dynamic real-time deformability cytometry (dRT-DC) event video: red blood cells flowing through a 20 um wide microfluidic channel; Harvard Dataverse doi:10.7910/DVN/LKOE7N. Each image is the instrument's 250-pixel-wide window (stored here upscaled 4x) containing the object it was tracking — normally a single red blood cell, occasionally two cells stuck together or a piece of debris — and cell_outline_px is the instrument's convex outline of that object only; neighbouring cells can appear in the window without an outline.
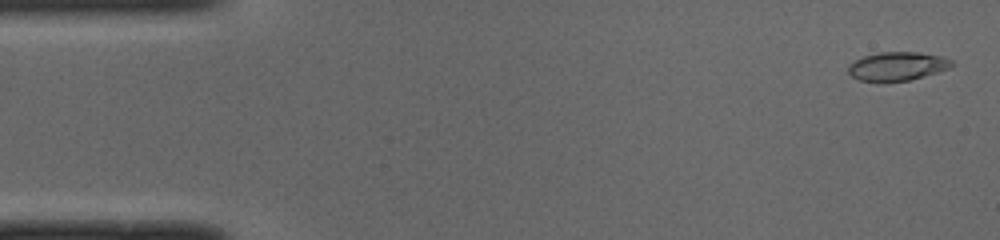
{"species": "common noctule bat (a hibernating species)", "species_latin": "Nyctalus noctula", "temperature_condition": "cold", "stored_images_in_passage": 50, "camera_frame_rate_fps": 3000, "um_per_image_px": 0.085, "animal": {"sex": "male", "body_mass_g": 19.0, "forearm_length_mm": 50.8}, "frame": {"image": 1, "passage_image": 2, "time_ms": 0.333, "image_size_px": [1000, 240], "cell_outline_px": [[956, 64], [948, 68], [936, 72], [908, 80], [884, 84], [860, 80], [852, 76], [848, 72], [848, 64], [864, 56], [880, 52], [916, 52], [940, 56], [952, 60]], "centroid_in_image_um": [76.23, 5.66], "position_along_channel_um": 8.8, "area_um2": 17.46}}
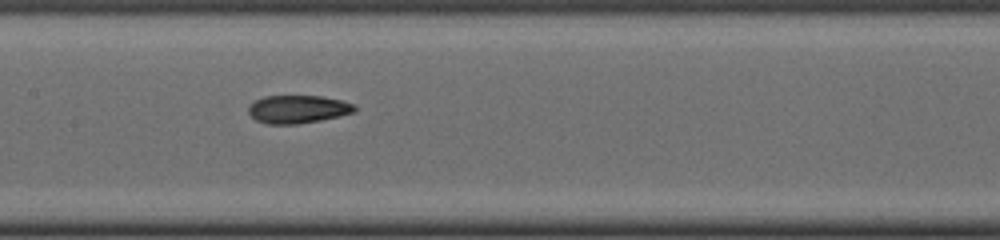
{"frame": {"image": 2, "passage_image": 24, "time_ms": 7.667, "image_size_px": [1000, 240], "cell_outline_px": [[356, 112], [340, 116], [320, 120], [296, 124], [268, 124], [256, 120], [248, 112], [248, 108], [256, 100], [264, 96], [320, 96], [340, 100], [356, 104]], "centroid_in_image_um": [25.35, 9.28], "position_along_channel_um": 182.0, "area_um2": 17.28}}
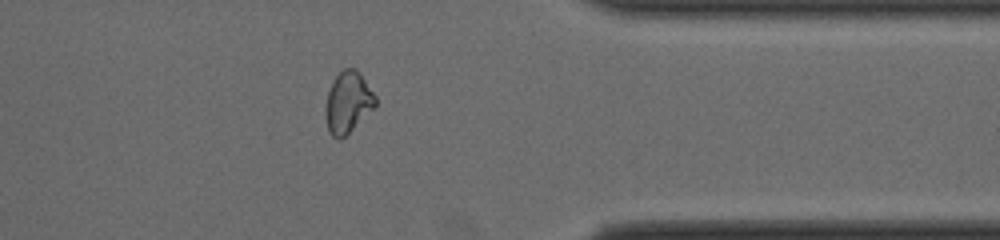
{"frame": {"image": 3, "passage_image": 40, "time_ms": 13.0, "image_size_px": [1000, 240], "cell_outline_px": [[376, 108], [340, 140], [336, 140], [328, 132], [324, 112], [324, 108], [328, 92], [332, 80], [344, 68], [356, 68], [360, 72], [376, 96]], "centroid_in_image_um": [29.57, 8.71], "position_along_channel_um": 381.8, "area_um2": 18.26}, "authors_computed_cell_mechanics": {"area_um2": 17.4556, "velocity_mm_per_s": 4.0056, "shape_relaxation_time_tau1_ms": 9.2579, "shape_relaxation_time_tau2_ms": 2.3541, "deformation_change_tau1": 0.2357, "deformation_change_tau2": 0.0907}}